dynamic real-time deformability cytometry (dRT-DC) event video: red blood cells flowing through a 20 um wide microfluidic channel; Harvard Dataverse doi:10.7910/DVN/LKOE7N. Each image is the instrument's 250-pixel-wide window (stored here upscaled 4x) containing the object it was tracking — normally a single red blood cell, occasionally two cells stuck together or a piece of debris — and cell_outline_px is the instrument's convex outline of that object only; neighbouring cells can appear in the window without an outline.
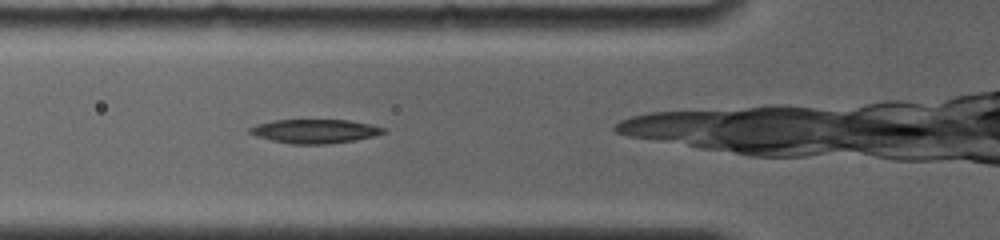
{"species": "common noctule bat (a hibernating species)", "species_latin": "Nyctalus noctula", "temperature_condition": "room temperature", "stored_images_in_passage": 2, "camera_frame_rate_fps": 4000, "um_per_image_px": 0.085, "animal": {"sex": "female", "body_mass_g": 19.0, "forearm_length_mm": 56.7}, "frame": {"image": 1, "passage_image": 2, "time_ms": 1.0, "image_size_px": [1000, 240], "cell_outline_px": [[388, 132], [376, 136], [356, 140], [324, 144], [292, 144], [272, 140], [256, 136], [248, 132], [248, 128], [256, 124], [272, 120], [348, 120], [368, 124], [384, 128]], "centroid_in_image_um": [26.76, 11.15], "position_along_channel_um": 99.0, "area_um2": 18.67}}